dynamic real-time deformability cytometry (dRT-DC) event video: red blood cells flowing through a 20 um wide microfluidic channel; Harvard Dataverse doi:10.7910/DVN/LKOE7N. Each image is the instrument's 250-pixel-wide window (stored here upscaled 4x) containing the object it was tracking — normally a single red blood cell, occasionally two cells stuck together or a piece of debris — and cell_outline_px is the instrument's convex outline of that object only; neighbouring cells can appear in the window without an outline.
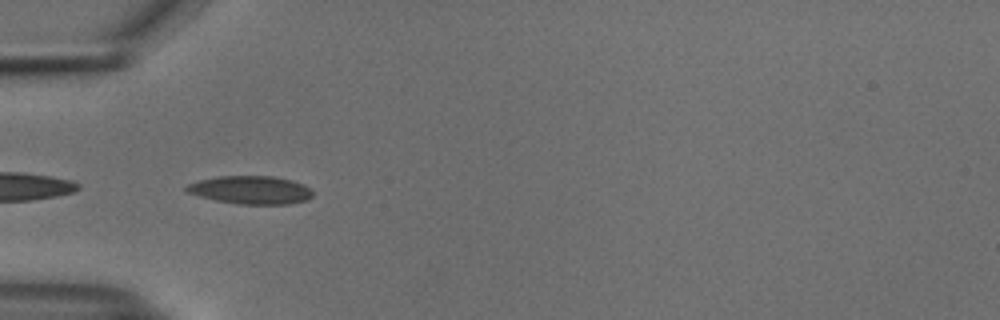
{"species": "common noctule bat (a hibernating species)", "species_latin": "Nyctalus noctula", "temperature_condition": "cold", "stored_images_in_passage": 38, "camera_frame_rate_fps": 3000, "um_per_image_px": 0.085, "animal": {"sex": "male", "body_mass_g": 18.8}, "frame": {"image": 1, "passage_image": 1, "time_ms": 0.0, "image_size_px": [1000, 320], "cell_outline_px": [[312, 196], [308, 200], [292, 204], [236, 204], [216, 200], [200, 196], [188, 192], [184, 188], [188, 184], [200, 180], [216, 176], [272, 176], [292, 180], [308, 188], [312, 192]], "centroid_in_image_um": [21.31, 16.15], "position_along_channel_um": 63.7, "area_um2": 20.58}}
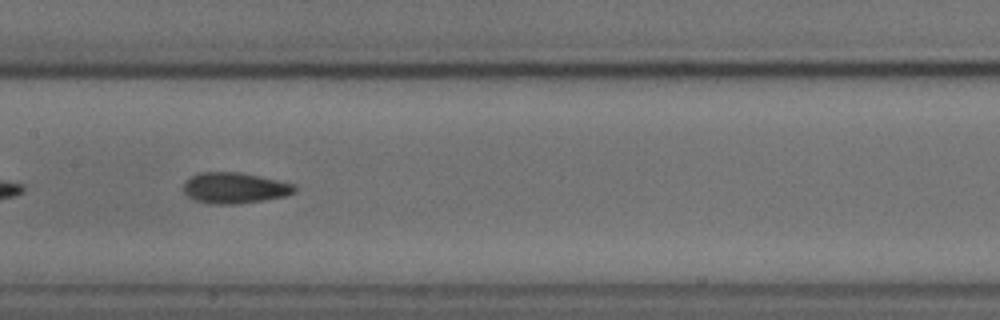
{"frame": {"image": 2, "passage_image": 11, "time_ms": 3.333, "image_size_px": [1000, 320], "cell_outline_px": [[296, 192], [284, 196], [240, 204], [212, 204], [196, 200], [188, 196], [180, 188], [184, 180], [200, 172], [240, 172], [296, 184]], "centroid_in_image_um": [19.91, 15.97], "position_along_channel_um": 187.5, "area_um2": 20.17}}
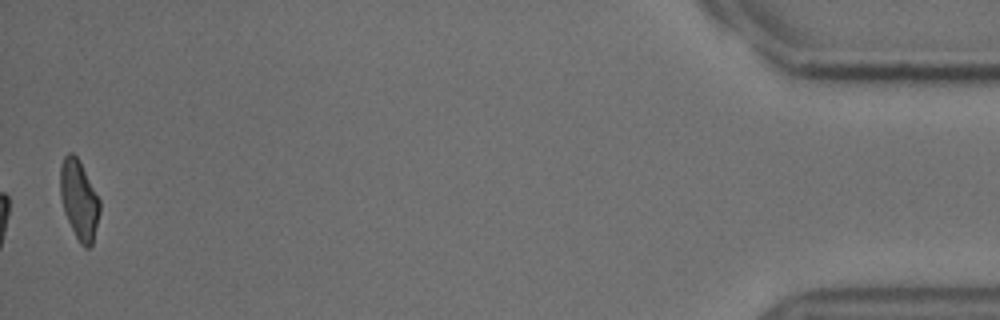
{"frame": {"image": 3, "passage_image": 37, "time_ms": 12.0, "image_size_px": [1000, 320], "cell_outline_px": [[100, 212], [92, 244], [88, 248], [84, 248], [80, 244], [64, 212], [60, 196], [60, 164], [64, 156], [68, 152], [72, 152], [76, 156], [100, 200]], "centroid_in_image_um": [6.71, 16.98], "position_along_channel_um": 428.5, "area_um2": 18.03}, "authors_computed_cell_mechanics": {"area_um2": 19.3052, "velocity_mm_per_s": 3.762, "shape_relaxation_time_tau1_ms": 8.1324, "shape_relaxation_time_tau2_ms": 2.148, "deformation_change_tau1": 0.1515, "deformation_change_tau2": 0.0706}}